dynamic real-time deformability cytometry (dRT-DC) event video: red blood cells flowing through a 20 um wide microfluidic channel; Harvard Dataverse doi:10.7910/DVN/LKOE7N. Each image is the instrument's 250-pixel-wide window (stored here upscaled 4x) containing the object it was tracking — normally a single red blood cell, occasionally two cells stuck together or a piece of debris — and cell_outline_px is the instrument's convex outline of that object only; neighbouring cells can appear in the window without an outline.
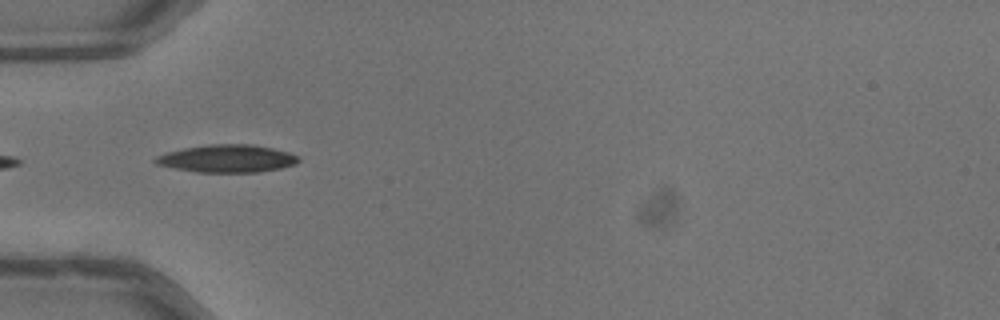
{"species": "common noctule bat (a hibernating species)", "species_latin": "Nyctalus noctula", "temperature_condition": "warm", "stored_images_in_passage": 22, "camera_frame_rate_fps": 3000, "um_per_image_px": 0.085, "animal": {"sex": "male", "body_mass_g": 13.3}, "frame": {"image": 1, "passage_image": 1, "time_ms": 0.0, "image_size_px": [1000, 320], "cell_outline_px": [[300, 160], [296, 164], [280, 168], [256, 172], [196, 172], [156, 164], [152, 160], [156, 156], [168, 152], [184, 148], [208, 144], [252, 144], [272, 148], [288, 152], [300, 156]], "centroid_in_image_um": [19.32, 13.47], "position_along_channel_um": 65.7, "area_um2": 23.0}}
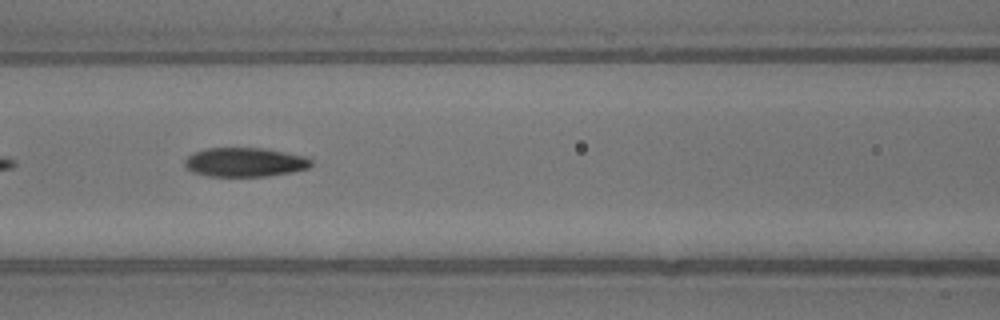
{"frame": {"image": 2, "passage_image": 7, "time_ms": 2.0, "image_size_px": [1000, 320], "cell_outline_px": [[312, 164], [308, 168], [292, 172], [268, 176], [208, 176], [192, 172], [184, 164], [184, 160], [188, 156], [196, 152], [208, 148], [264, 148], [308, 156], [312, 160]], "centroid_in_image_um": [20.85, 13.78], "position_along_channel_um": 145.7, "area_um2": 21.5}}
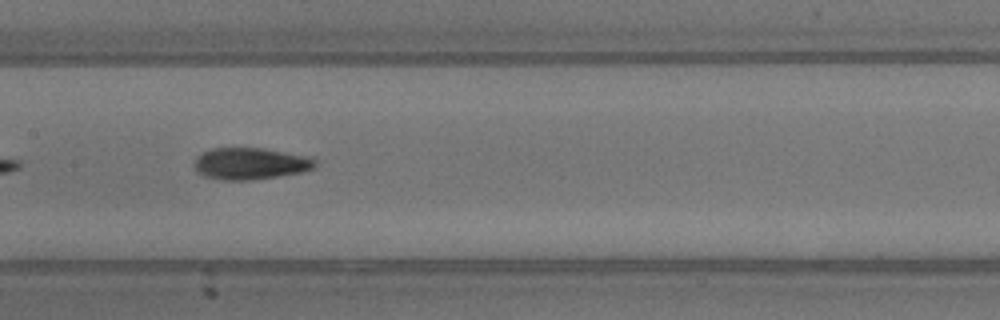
{"frame": {"image": 3, "passage_image": 10, "time_ms": 3.0, "image_size_px": [1000, 320], "cell_outline_px": [[316, 164], [312, 168], [300, 172], [252, 180], [220, 180], [204, 176], [192, 164], [196, 156], [212, 148], [264, 148], [312, 156], [316, 160]], "centroid_in_image_um": [21.28, 13.89], "position_along_channel_um": 186.1, "area_um2": 22.43}}